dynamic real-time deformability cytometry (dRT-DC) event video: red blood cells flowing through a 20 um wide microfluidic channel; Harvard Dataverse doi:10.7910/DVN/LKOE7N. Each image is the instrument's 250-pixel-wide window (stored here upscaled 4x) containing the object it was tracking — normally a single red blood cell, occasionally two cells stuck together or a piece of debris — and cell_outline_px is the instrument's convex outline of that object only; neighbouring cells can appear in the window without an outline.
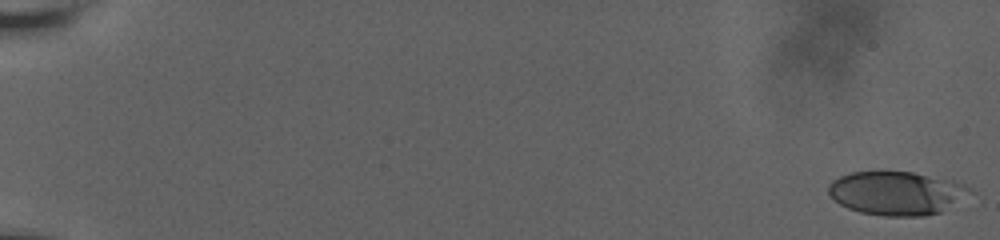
{"species": "human", "species_latin": "Homo sapiens", "temperature_condition": "room temperature", "stored_images_in_passage": 60, "camera_frame_rate_fps": 3000, "um_per_image_px": 0.085, "donor": {"sex": "male"}, "frame": {"image": 1, "passage_image": 1, "time_ms": 0.0, "image_size_px": [1000, 240], "cell_outline_px": [[976, 192], [940, 212], [924, 216], [884, 216], [860, 212], [848, 208], [840, 204], [828, 192], [828, 184], [832, 180], [840, 176], [852, 172], [912, 172], [952, 180], [964, 184], [972, 188]], "centroid_in_image_um": [76.25, 16.42], "position_along_channel_um": 8.7, "area_um2": 36.01}}
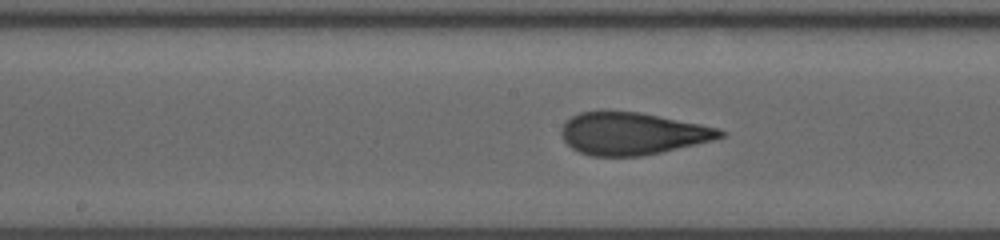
{"frame": {"image": 2, "passage_image": 34, "time_ms": 11.0, "image_size_px": [1000, 240], "cell_outline_px": [[728, 132], [724, 136], [712, 140], [696, 144], [660, 152], [640, 156], [592, 156], [580, 152], [572, 148], [564, 140], [560, 132], [560, 128], [572, 116], [580, 112], [640, 112], [700, 124], [716, 128]], "centroid_in_image_um": [53.74, 11.36], "position_along_channel_um": 194.5, "area_um2": 38.67}}
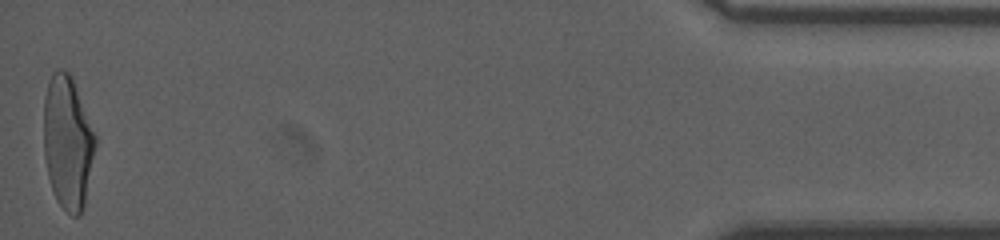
{"frame": {"image": 3, "passage_image": 60, "time_ms": 19.667, "image_size_px": [1000, 240], "cell_outline_px": [[96, 144], [84, 208], [80, 216], [72, 216], [56, 200], [48, 176], [44, 156], [44, 96], [48, 80], [52, 72], [56, 68], [60, 68], [68, 72], [72, 76], [96, 136]], "centroid_in_image_um": [5.75, 12.08], "position_along_channel_um": 429.5, "area_um2": 40.29}, "authors_computed_cell_mechanics": {"area_um2": 38.3503, "velocity_mm_per_s": 3.6569, "shape_relaxation_time_tau1_ms": 5.4834, "shape_relaxation_time_tau2_ms": 0.9959, "deformation_change_tau1": 0.2018, "deformation_change_tau2": 0.0961}}